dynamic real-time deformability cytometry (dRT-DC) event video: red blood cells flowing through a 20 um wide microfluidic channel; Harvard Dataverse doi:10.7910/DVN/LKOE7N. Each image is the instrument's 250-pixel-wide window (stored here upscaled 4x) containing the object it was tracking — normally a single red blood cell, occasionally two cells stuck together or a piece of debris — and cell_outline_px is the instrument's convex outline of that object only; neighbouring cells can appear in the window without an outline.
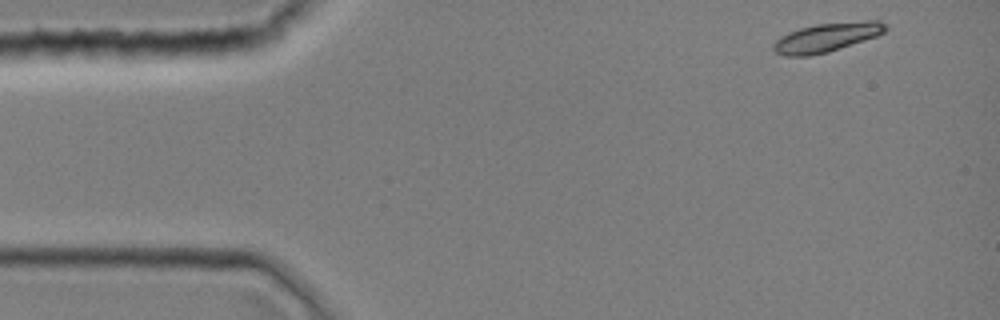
{"species": "common noctule bat (a hibernating species)", "species_latin": "Nyctalus noctula", "temperature_condition": "room temperature", "stored_images_in_passage": 40, "camera_frame_rate_fps": 3000, "um_per_image_px": 0.085, "animal": {"sex": "female", "body_mass_g": 19.0, "forearm_length_mm": 51.5}, "frame": {"image": 1, "passage_image": 1, "time_ms": 0.0, "image_size_px": [1000, 320], "cell_outline_px": [[888, 28], [884, 32], [876, 36], [828, 52], [808, 56], [784, 56], [776, 52], [772, 48], [772, 44], [780, 36], [788, 32], [800, 28], [816, 24], [868, 20], [880, 20]], "centroid_in_image_um": [70.24, 3.17], "position_along_channel_um": 14.8, "area_um2": 18.9}}
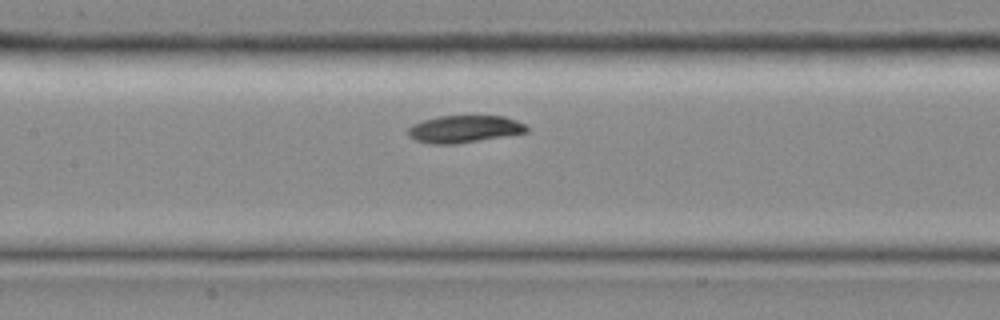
{"frame": {"image": 2, "passage_image": 18, "time_ms": 5.667, "image_size_px": [1000, 320], "cell_outline_px": [[528, 132], [456, 144], [428, 144], [412, 140], [408, 136], [408, 128], [412, 124], [424, 120], [440, 116], [504, 116], [516, 120], [524, 124], [528, 128]], "centroid_in_image_um": [39.42, 10.98], "position_along_channel_um": 168.0, "area_um2": 18.9}}
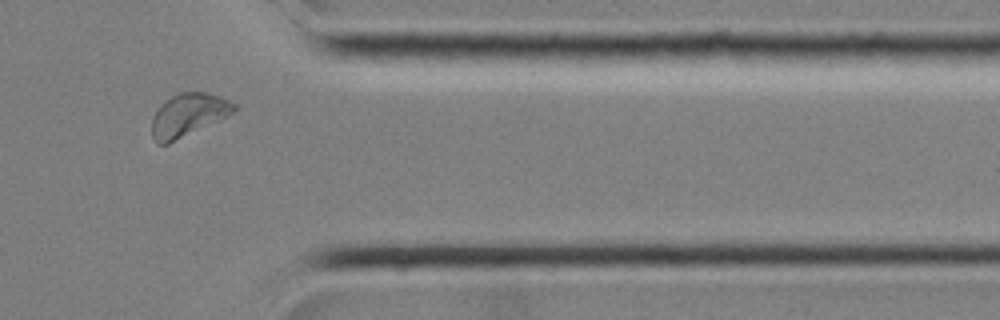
{"frame": {"image": 3, "passage_image": 34, "time_ms": 11.0, "image_size_px": [1000, 320], "cell_outline_px": [[236, 108], [232, 112], [220, 120], [168, 144], [156, 144], [152, 136], [152, 116], [160, 104], [164, 100], [180, 92], [204, 92], [228, 100], [236, 104]], "centroid_in_image_um": [15.94, 9.78], "position_along_channel_um": 395.5, "area_um2": 20.46}}